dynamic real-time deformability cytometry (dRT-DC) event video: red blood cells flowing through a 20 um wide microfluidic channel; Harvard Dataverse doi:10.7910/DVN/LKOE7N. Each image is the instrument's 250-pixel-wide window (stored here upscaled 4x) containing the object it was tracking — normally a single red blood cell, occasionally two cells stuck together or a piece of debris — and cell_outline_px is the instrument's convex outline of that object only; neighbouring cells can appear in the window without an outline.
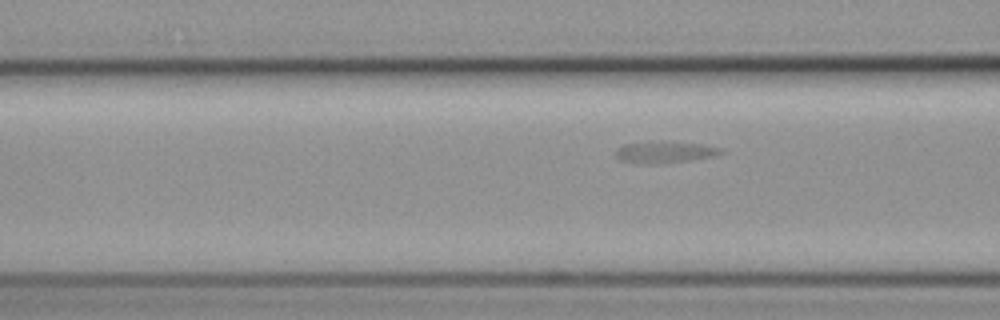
{"species": "common noctule bat (a hibernating species)", "species_latin": "Nyctalus noctula", "temperature_condition": "cold", "stored_images_in_passage": 5, "camera_frame_rate_fps": 3000, "um_per_image_px": 0.085, "animal": {"sex": "female", "body_mass_g": 19.3, "forearm_length_mm": 54.1}, "frame": {"image": 1, "passage_image": 5, "time_ms": 5.667, "image_size_px": [1000, 320], "cell_outline_px": [[728, 152], [716, 156], [692, 160], [660, 164], [644, 164], [620, 160], [616, 156], [616, 148], [624, 144], [700, 144], [724, 148]], "centroid_in_image_um": [56.61, 12.99], "position_along_channel_um": 110.0, "area_um2": 12.66}}